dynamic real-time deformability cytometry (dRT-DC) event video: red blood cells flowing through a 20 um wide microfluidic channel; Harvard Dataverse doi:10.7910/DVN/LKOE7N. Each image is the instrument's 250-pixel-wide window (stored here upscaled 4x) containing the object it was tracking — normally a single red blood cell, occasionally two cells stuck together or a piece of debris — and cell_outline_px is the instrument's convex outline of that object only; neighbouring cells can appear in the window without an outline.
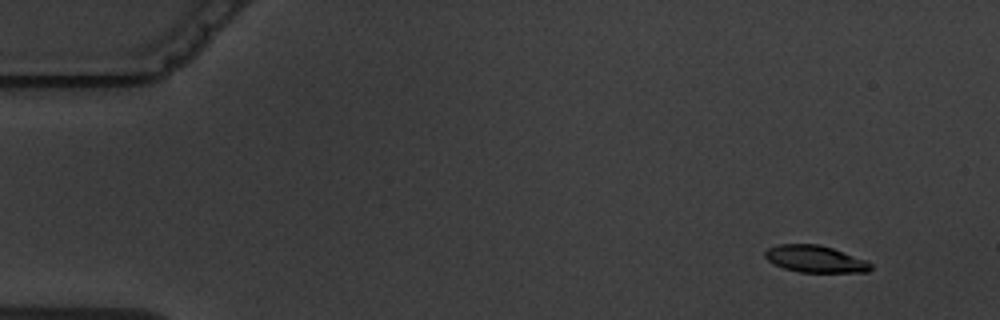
{"species": "common noctule bat (a hibernating species)", "species_latin": "Nyctalus noctula", "temperature_condition": "warm", "stored_images_in_passage": 10, "camera_frame_rate_fps": 3000, "um_per_image_px": 0.085, "animal": {"sex": "male", "body_mass_g": 19.5, "forearm_length_mm": 54.6}, "frame": {"image": 1, "passage_image": 2, "time_ms": 1.333, "image_size_px": [1000, 320], "cell_outline_px": [[872, 268], [868, 272], [800, 272], [784, 268], [772, 264], [764, 256], [764, 252], [768, 248], [776, 244], [816, 244], [832, 248], [868, 260], [872, 264]], "centroid_in_image_um": [69.29, 22.01], "position_along_channel_um": 15.7, "area_um2": 16.7}}
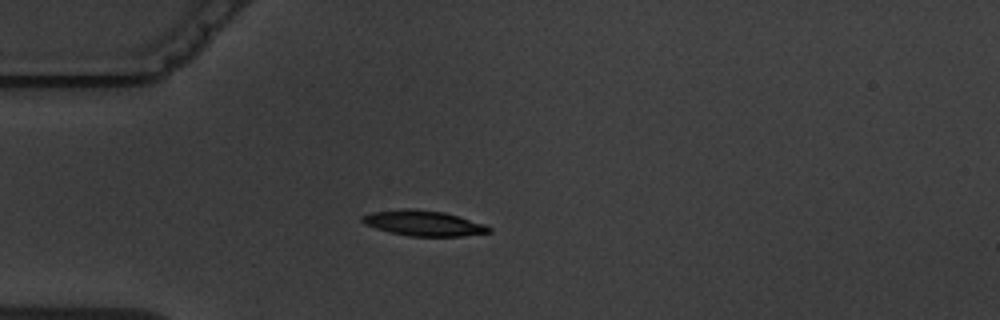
{"frame": {"image": 2, "passage_image": 5, "time_ms": 5.0, "image_size_px": [1000, 320], "cell_outline_px": [[492, 232], [464, 236], [408, 236], [388, 232], [364, 224], [360, 220], [360, 216], [372, 212], [408, 208], [444, 212], [484, 224], [492, 228]], "centroid_in_image_um": [35.98, 18.98], "position_along_channel_um": 49.0, "area_um2": 18.73}}